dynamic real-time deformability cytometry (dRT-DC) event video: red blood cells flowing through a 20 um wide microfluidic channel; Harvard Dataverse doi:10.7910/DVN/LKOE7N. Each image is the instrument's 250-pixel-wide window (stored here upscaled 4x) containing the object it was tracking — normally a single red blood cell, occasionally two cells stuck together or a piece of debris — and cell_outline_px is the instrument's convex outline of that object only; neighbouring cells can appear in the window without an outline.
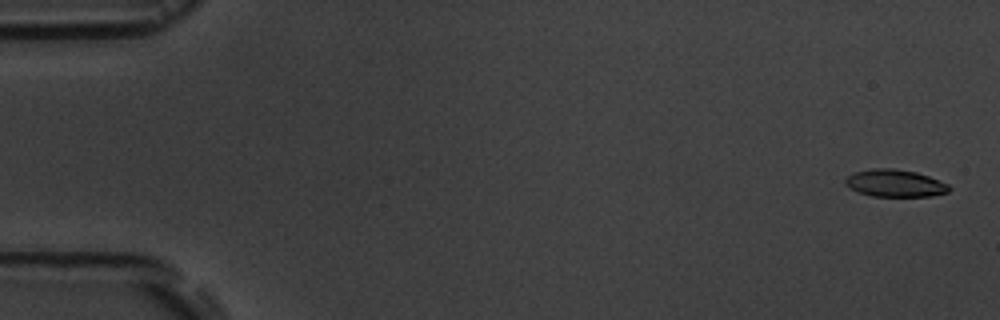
{"species": "common noctule bat (a hibernating species)", "species_latin": "Nyctalus noctula", "temperature_condition": "room temperature", "stored_images_in_passage": 11, "camera_frame_rate_fps": 3000, "um_per_image_px": 0.085, "animal": {"sex": "male", "body_mass_g": 19.5, "forearm_length_mm": 54.6}, "frame": {"image": 1, "passage_image": 1, "time_ms": 0.0, "image_size_px": [1000, 320], "cell_outline_px": [[952, 188], [948, 192], [932, 196], [872, 196], [848, 188], [844, 184], [844, 180], [848, 176], [856, 172], [872, 168], [892, 168], [916, 172], [928, 176], [948, 184]], "centroid_in_image_um": [76.07, 15.57], "position_along_channel_um": 8.9, "area_um2": 16.47}}
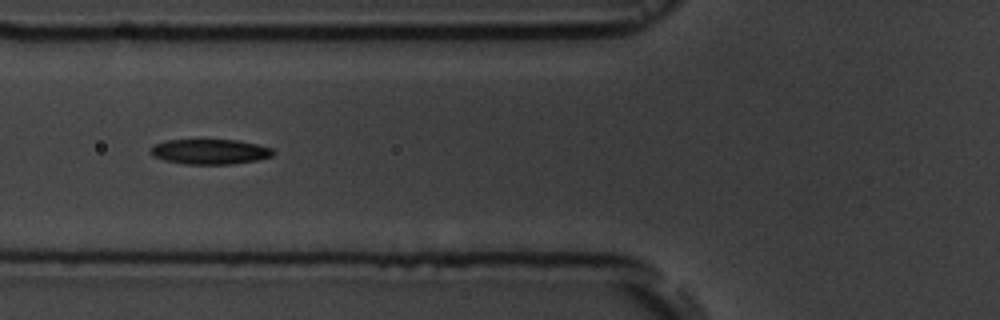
{"frame": {"image": 2, "passage_image": 6, "time_ms": 6.667, "image_size_px": [1000, 320], "cell_outline_px": [[276, 152], [272, 156], [256, 160], [232, 164], [184, 164], [164, 160], [152, 156], [148, 152], [156, 144], [168, 140], [236, 140], [256, 144], [272, 148]], "centroid_in_image_um": [17.84, 12.9], "position_along_channel_um": 108.0, "area_um2": 17.86}}
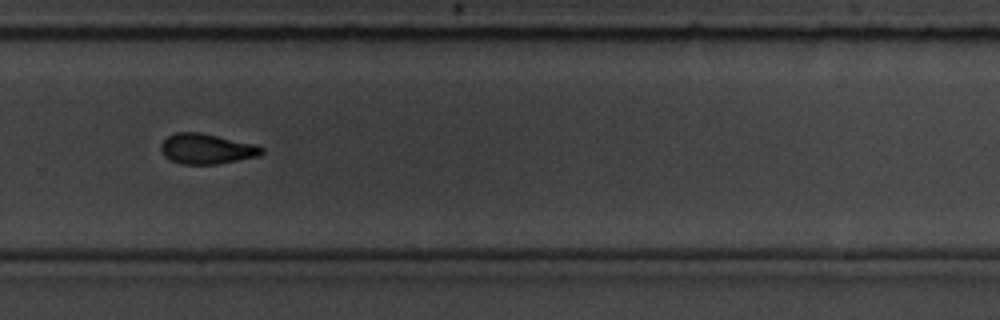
{"frame": {"image": 3, "passage_image": 11, "time_ms": 12.333, "image_size_px": [1000, 320], "cell_outline_px": [[264, 152], [260, 156], [216, 164], [180, 164], [164, 156], [160, 152], [160, 144], [168, 136], [176, 132], [200, 132], [256, 144], [264, 148]], "centroid_in_image_um": [17.57, 12.65], "position_along_channel_um": 312.2, "area_um2": 17.92}}